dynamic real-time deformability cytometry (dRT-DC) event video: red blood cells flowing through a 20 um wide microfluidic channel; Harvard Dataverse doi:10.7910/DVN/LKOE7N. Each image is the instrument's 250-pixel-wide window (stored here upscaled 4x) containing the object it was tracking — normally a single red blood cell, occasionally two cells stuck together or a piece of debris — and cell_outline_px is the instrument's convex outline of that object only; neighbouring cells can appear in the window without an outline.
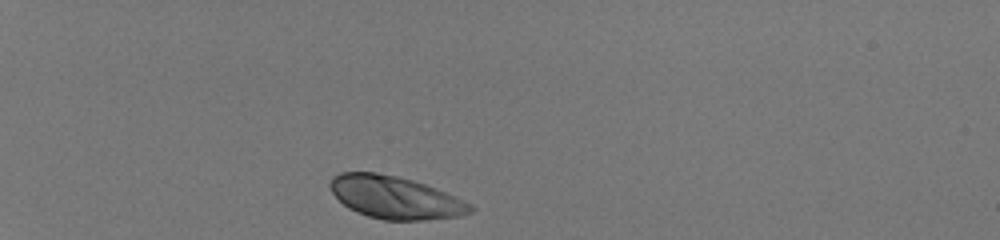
{"species": "human", "species_latin": "Homo sapiens", "temperature_condition": "room temperature", "stored_images_in_passage": 33, "camera_frame_rate_fps": 3000, "um_per_image_px": 0.085, "donor": {"sex": "male"}, "frame": {"image": 1, "passage_image": 1, "time_ms": 0.0, "image_size_px": [1000, 240], "cell_outline_px": [[476, 208], [472, 212], [460, 216], [424, 220], [384, 220], [368, 216], [356, 212], [348, 208], [332, 192], [328, 184], [332, 176], [340, 172], [376, 172], [396, 176], [412, 180], [436, 188], [472, 204]], "centroid_in_image_um": [33.59, 16.78], "position_along_channel_um": 51.4, "area_um2": 34.8}}
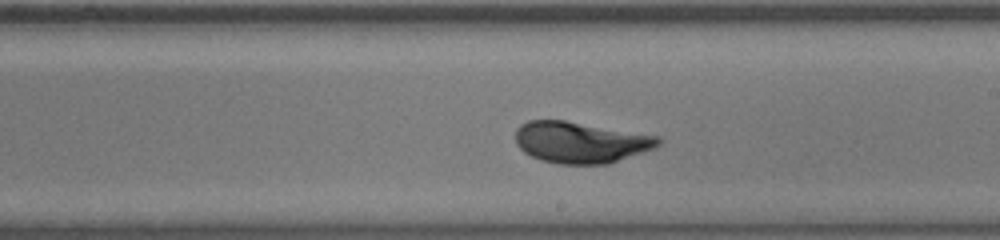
{"frame": {"image": 2, "passage_image": 19, "time_ms": 6.0, "image_size_px": [1000, 240], "cell_outline_px": [[664, 140], [656, 148], [608, 164], [560, 164], [540, 160], [524, 152], [516, 144], [516, 128], [520, 124], [528, 120], [564, 120], [660, 136]], "centroid_in_image_um": [49.38, 12.09], "position_along_channel_um": 239.6, "area_um2": 34.62}}
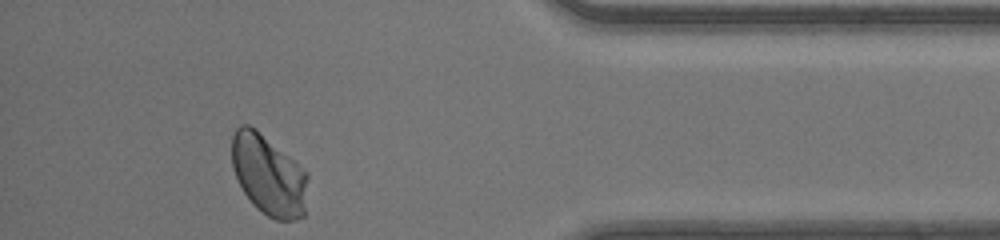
{"frame": {"image": 3, "passage_image": 33, "time_ms": 10.667, "image_size_px": [1000, 240], "cell_outline_px": [[308, 176], [304, 216], [296, 220], [276, 220], [268, 216], [252, 204], [244, 192], [232, 168], [232, 136], [236, 128], [240, 124], [248, 124], [308, 172]], "centroid_in_image_um": [22.83, 14.91], "position_along_channel_um": 412.4, "area_um2": 35.2}, "authors_computed_cell_mechanics": {"area_um2": 34.102, "velocity_mm_per_s": 4.1639, "shape_relaxation_time_tau1_ms": 2.087, "shape_relaxation_time_tau2_ms": null, "deformation_change_tau1": 0.1099, "deformation_change_tau2": null}}